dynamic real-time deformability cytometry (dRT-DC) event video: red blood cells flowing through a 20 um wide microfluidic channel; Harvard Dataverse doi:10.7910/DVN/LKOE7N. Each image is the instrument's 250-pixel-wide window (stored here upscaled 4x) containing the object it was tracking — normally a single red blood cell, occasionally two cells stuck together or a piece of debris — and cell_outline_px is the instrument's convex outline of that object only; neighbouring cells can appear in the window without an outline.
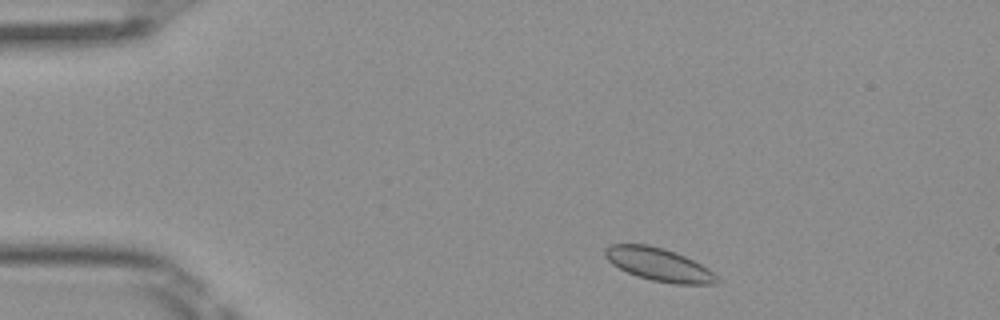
{"species": "Egyptian fruit bat (a non-hibernating species)", "species_latin": "Rousettus aegyptiacus", "temperature_condition": "room temperature", "stored_images_in_passage": 45, "camera_frame_rate_fps": 3000, "um_per_image_px": 0.085, "frame": {"image": 1, "passage_image": 3, "time_ms": 0.667, "image_size_px": [1000, 320], "cell_outline_px": [[720, 280], [716, 284], [672, 284], [652, 280], [636, 276], [612, 264], [604, 256], [604, 248], [608, 244], [648, 244], [664, 248], [676, 252], [708, 268]], "centroid_in_image_um": [55.97, 22.48], "position_along_channel_um": 29.0, "area_um2": 21.56}}
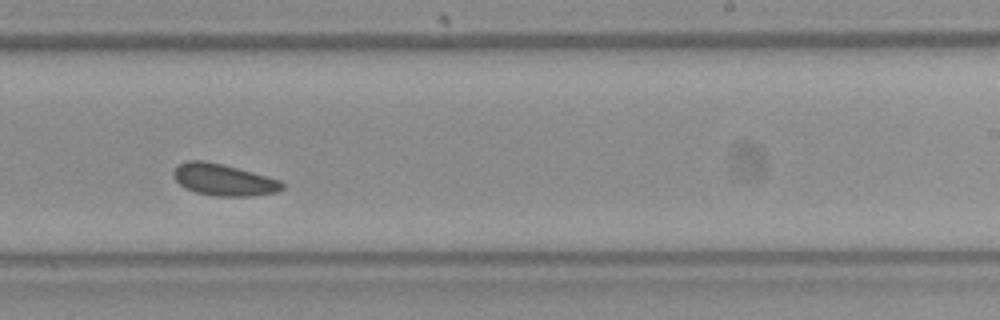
{"frame": {"image": 2, "passage_image": 26, "time_ms": 8.333, "image_size_px": [1000, 320], "cell_outline_px": [[284, 188], [276, 192], [252, 196], [216, 196], [196, 192], [184, 188], [176, 180], [172, 172], [176, 164], [188, 160], [204, 160], [252, 172], [280, 180], [284, 184]], "centroid_in_image_um": [18.97, 15.28], "position_along_channel_um": 270.0, "area_um2": 20.0}}
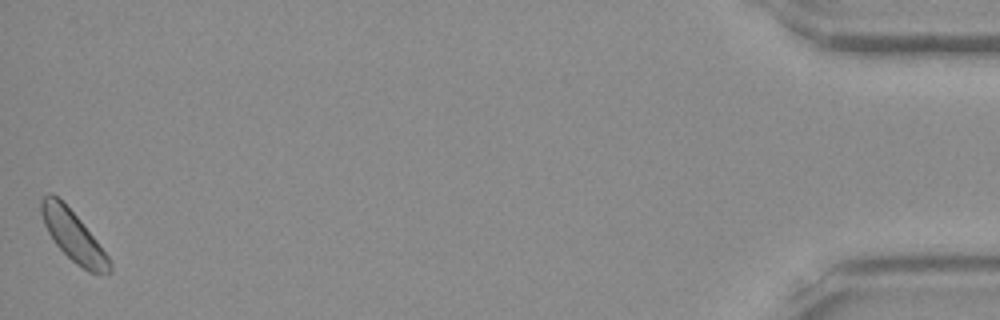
{"frame": {"image": 3, "passage_image": 45, "time_ms": 14.667, "image_size_px": [1000, 320], "cell_outline_px": [[112, 272], [88, 272], [76, 264], [56, 244], [48, 232], [44, 224], [40, 212], [40, 200], [48, 192], [52, 192], [80, 220], [96, 240], [108, 256], [112, 264]], "centroid_in_image_um": [6.2, 20.05], "position_along_channel_um": 429.0, "area_um2": 19.59}}